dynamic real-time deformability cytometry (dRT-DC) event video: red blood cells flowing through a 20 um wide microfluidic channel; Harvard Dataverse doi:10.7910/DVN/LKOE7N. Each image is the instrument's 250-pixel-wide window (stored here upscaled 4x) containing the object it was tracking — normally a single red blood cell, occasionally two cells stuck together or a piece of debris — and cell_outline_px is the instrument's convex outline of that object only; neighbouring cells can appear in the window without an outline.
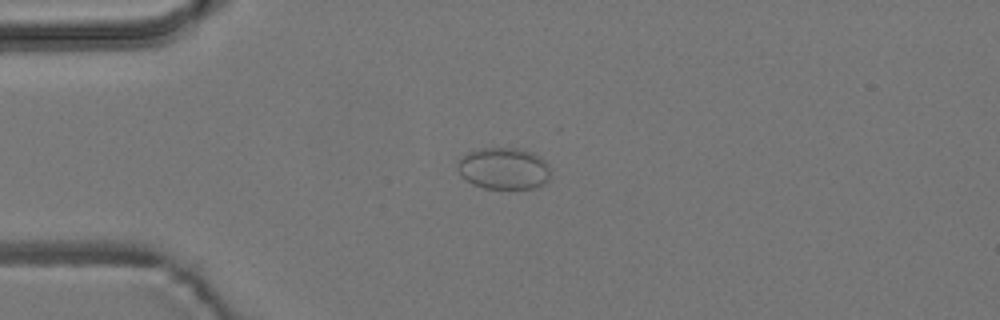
{"species": "common noctule bat (a hibernating species)", "species_latin": "Nyctalus noctula", "temperature_condition": "room temperature", "stored_images_in_passage": 44, "camera_frame_rate_fps": 3000, "um_per_image_px": 0.085, "animal": {"sex": "male", "body_mass_g": 19.2, "forearm_length_mm": 51.8}, "frame": {"image": 1, "passage_image": 2, "time_ms": 0.333, "image_size_px": [1000, 320], "cell_outline_px": [[552, 168], [548, 180], [544, 184], [532, 188], [484, 188], [472, 184], [460, 176], [456, 168], [460, 160], [468, 152], [480, 148], [520, 148], [532, 152], [540, 156]], "centroid_in_image_um": [42.84, 14.32], "position_along_channel_um": 42.2, "area_um2": 22.83}}
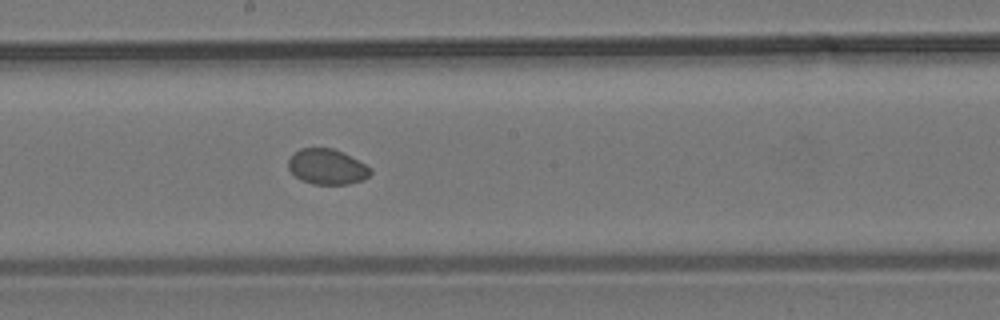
{"frame": {"image": 2, "passage_image": 18, "time_ms": 5.667, "image_size_px": [1000, 320], "cell_outline_px": [[372, 172], [364, 180], [348, 184], [312, 184], [300, 180], [288, 168], [288, 160], [292, 152], [300, 148], [332, 148], [372, 168]], "centroid_in_image_um": [27.76, 14.18], "position_along_channel_um": 220.4, "area_um2": 16.88}}
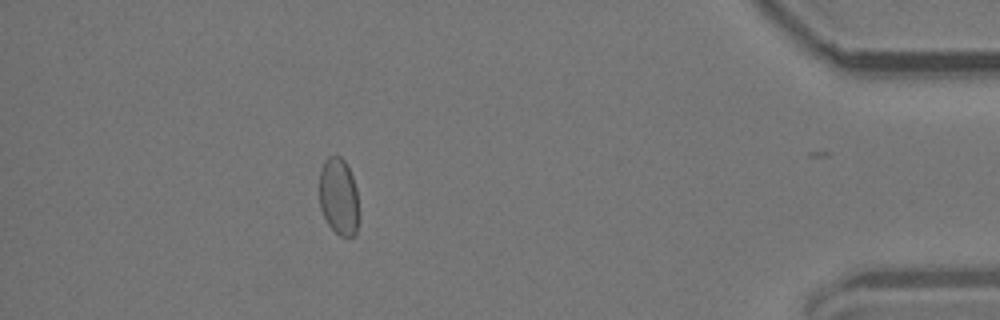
{"frame": {"image": 3, "passage_image": 37, "time_ms": 12.0, "image_size_px": [1000, 320], "cell_outline_px": [[356, 232], [352, 236], [340, 236], [328, 224], [320, 208], [320, 168], [324, 160], [328, 156], [340, 156], [344, 160], [352, 176], [356, 188]], "centroid_in_image_um": [28.75, 16.66], "position_along_channel_um": 406.5, "area_um2": 17.28}}